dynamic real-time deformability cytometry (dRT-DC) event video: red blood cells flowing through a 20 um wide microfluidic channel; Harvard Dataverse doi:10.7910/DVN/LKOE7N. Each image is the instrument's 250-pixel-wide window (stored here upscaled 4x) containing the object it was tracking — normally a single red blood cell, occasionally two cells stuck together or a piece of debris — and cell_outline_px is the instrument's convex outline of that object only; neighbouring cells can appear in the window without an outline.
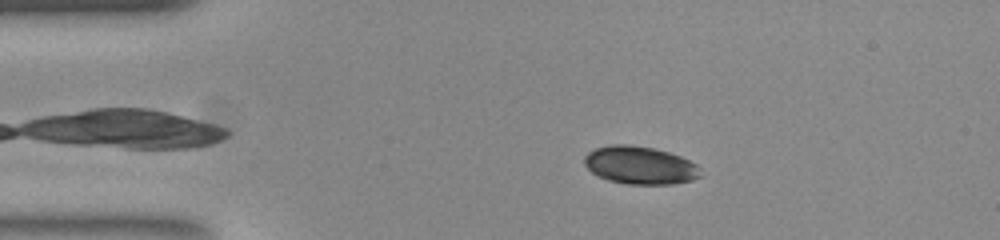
{"species": "common noctule bat (a hibernating species)", "species_latin": "Nyctalus noctula", "temperature_condition": "room temperature", "stored_images_in_passage": 53, "camera_frame_rate_fps": 3000, "um_per_image_px": 0.085, "animal": {"sex": "female", "body_mass_g": 23.0, "forearm_length_mm": 53.4}, "frame": {"image": 1, "passage_image": 9, "time_ms": 2.667, "image_size_px": [1000, 240], "cell_outline_px": [[700, 176], [692, 180], [672, 184], [628, 184], [608, 180], [592, 172], [584, 164], [584, 156], [588, 152], [596, 148], [612, 144], [628, 144], [652, 148], [668, 152], [680, 156], [696, 164], [700, 168]], "centroid_in_image_um": [54.39, 14.04], "position_along_channel_um": 30.6, "area_um2": 25.49}}
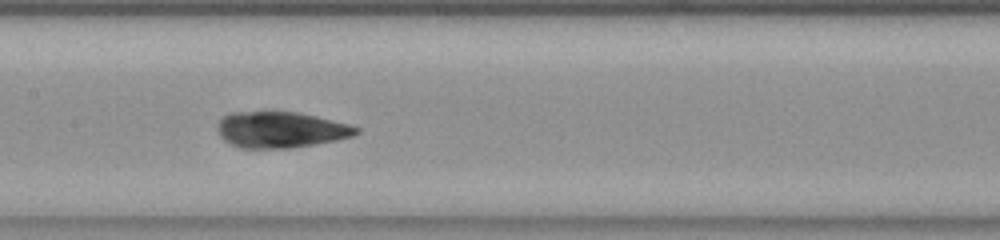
{"frame": {"image": 2, "passage_image": 25, "time_ms": 8.0, "image_size_px": [1000, 240], "cell_outline_px": [[360, 132], [352, 136], [336, 140], [288, 148], [240, 148], [224, 140], [220, 136], [216, 128], [216, 124], [224, 116], [232, 112], [300, 112], [348, 124], [360, 128]], "centroid_in_image_um": [23.84, 11.02], "position_along_channel_um": 183.6, "area_um2": 29.02}}
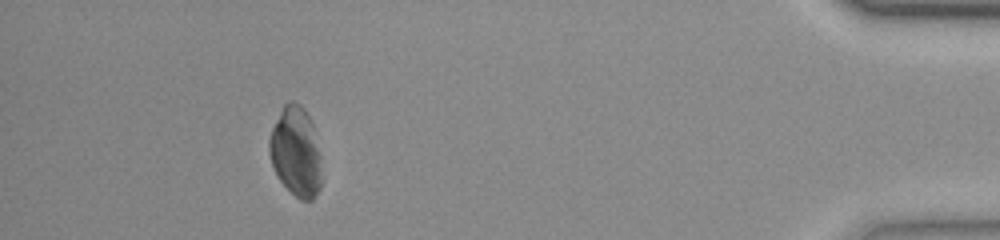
{"frame": {"image": 3, "passage_image": 48, "time_ms": 15.667, "image_size_px": [1000, 240], "cell_outline_px": [[320, 188], [312, 200], [300, 200], [280, 180], [272, 164], [268, 152], [268, 140], [272, 128], [284, 104], [288, 100], [292, 100], [300, 104], [304, 108], [312, 124], [320, 156]], "centroid_in_image_um": [25.12, 12.87], "position_along_channel_um": 410.1, "area_um2": 26.99}, "authors_computed_cell_mechanics": {"area_um2": 28.2642, "velocity_mm_per_s": 3.7635, "shape_relaxation_time_tau1_ms": 8.1477, "shape_relaxation_time_tau2_ms": 1.0321, "deformation_change_tau1": 0.1932, "deformation_change_tau2": 0.0617}}